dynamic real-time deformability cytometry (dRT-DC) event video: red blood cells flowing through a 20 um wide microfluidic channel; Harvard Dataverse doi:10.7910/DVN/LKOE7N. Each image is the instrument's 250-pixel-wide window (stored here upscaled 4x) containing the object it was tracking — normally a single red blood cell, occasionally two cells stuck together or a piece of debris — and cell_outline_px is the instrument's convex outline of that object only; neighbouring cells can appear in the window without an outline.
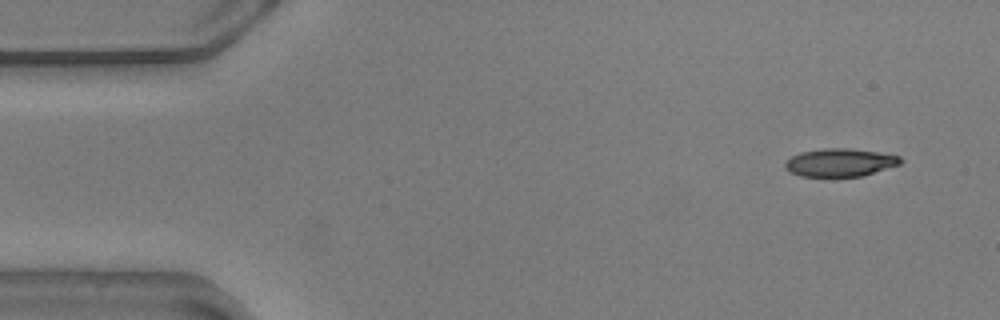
{"species": "common noctule bat (a hibernating species)", "species_latin": "Nyctalus noctula", "temperature_condition": "warm", "stored_images_in_passage": 53, "camera_frame_rate_fps": 3000, "um_per_image_px": 0.085, "animal": {"sex": "male", "body_mass_g": 20.5, "forearm_length_mm": 52.5}, "frame": {"image": 1, "passage_image": 1, "time_ms": 0.0, "image_size_px": [1000, 320], "cell_outline_px": [[904, 160], [900, 164], [860, 176], [800, 176], [784, 168], [784, 164], [792, 156], [800, 152], [824, 148], [848, 148], [876, 152], [900, 156]], "centroid_in_image_um": [71.39, 13.8], "position_along_channel_um": 13.6, "area_um2": 18.55}}
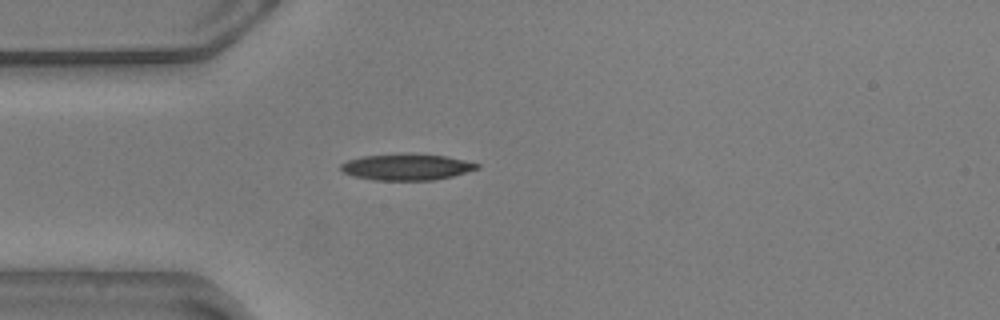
{"frame": {"image": 2, "passage_image": 12, "time_ms": 3.667, "image_size_px": [1000, 320], "cell_outline_px": [[480, 168], [452, 176], [432, 180], [376, 180], [352, 176], [344, 172], [340, 168], [340, 164], [348, 160], [364, 156], [444, 156], [464, 160], [480, 164]], "centroid_in_image_um": [34.56, 14.24], "position_along_channel_um": 50.4, "area_um2": 19.83}}
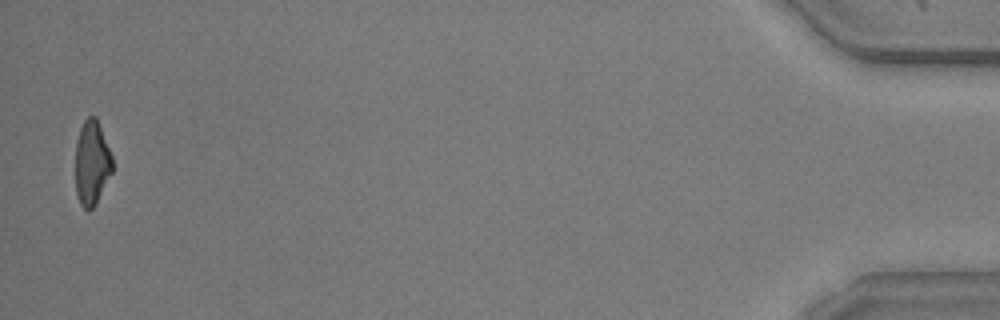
{"frame": {"image": 3, "passage_image": 52, "time_ms": 17.0, "image_size_px": [1000, 320], "cell_outline_px": [[112, 172], [96, 204], [88, 212], [80, 204], [76, 196], [76, 140], [80, 128], [84, 120], [88, 116], [96, 116], [112, 156]], "centroid_in_image_um": [7.8, 13.86], "position_along_channel_um": 427.4, "area_um2": 18.26}, "authors_computed_cell_mechanics": {"area_um2": 20.23, "velocity_mm_per_s": 3.5991, "shape_relaxation_time_tau1_ms": 4.5464, "shape_relaxation_time_tau2_ms": 3.022, "deformation_change_tau1": 0.1748, "deformation_change_tau2": 0.1318}}